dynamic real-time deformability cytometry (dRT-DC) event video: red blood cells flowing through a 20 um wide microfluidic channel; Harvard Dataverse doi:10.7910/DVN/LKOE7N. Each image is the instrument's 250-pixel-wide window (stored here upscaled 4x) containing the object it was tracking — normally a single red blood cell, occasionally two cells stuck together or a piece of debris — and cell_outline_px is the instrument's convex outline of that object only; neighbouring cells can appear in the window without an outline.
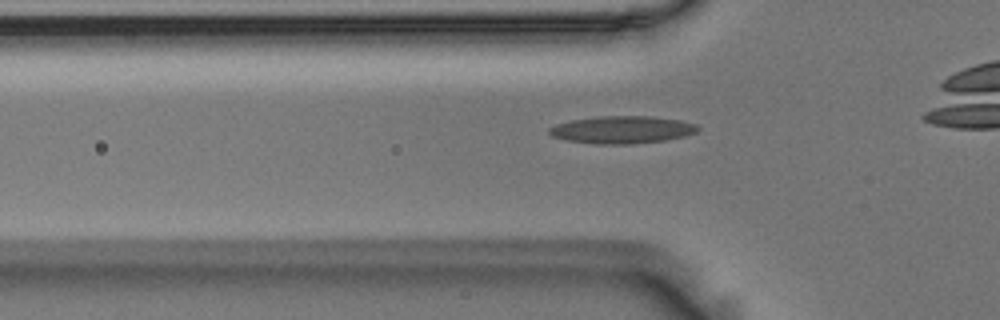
{"species": "Egyptian fruit bat (a non-hibernating species)", "species_latin": "Rousettus aegyptiacus", "temperature_condition": "room temperature", "stored_images_in_passage": 38, "camera_frame_rate_fps": 3000, "um_per_image_px": 0.085, "animal": {"sex": "male"}, "frame": {"image": 1, "passage_image": 11, "time_ms": 3.333, "image_size_px": [1000, 320], "cell_outline_px": [[700, 128], [696, 132], [684, 136], [664, 140], [632, 144], [596, 144], [568, 140], [552, 136], [548, 132], [548, 128], [556, 124], [572, 120], [600, 116], [652, 116], [680, 120], [696, 124]], "centroid_in_image_um": [52.88, 11.02], "position_along_channel_um": 72.9, "area_um2": 23.7}}
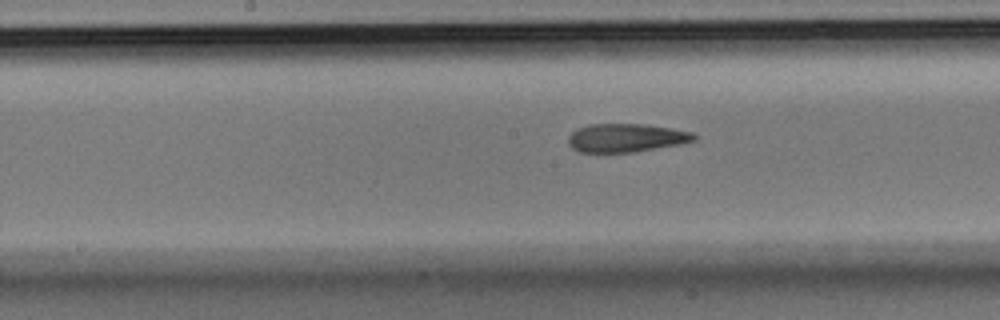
{"frame": {"image": 2, "passage_image": 21, "time_ms": 6.667, "image_size_px": [1000, 320], "cell_outline_px": [[696, 140], [680, 144], [636, 152], [580, 152], [572, 148], [568, 144], [568, 136], [572, 132], [580, 128], [592, 124], [644, 124], [672, 128], [692, 132], [696, 136]], "centroid_in_image_um": [53.23, 11.72], "position_along_channel_um": 195.0, "area_um2": 20.81}}
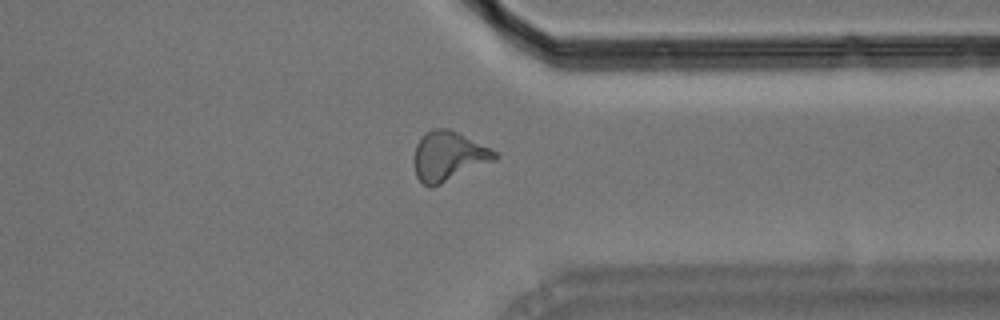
{"frame": {"image": 3, "passage_image": 36, "time_ms": 11.667, "image_size_px": [1000, 320], "cell_outline_px": [[500, 156], [496, 160], [432, 188], [424, 184], [416, 176], [416, 144], [420, 136], [424, 132], [432, 128], [452, 128], [496, 152]], "centroid_in_image_um": [38.14, 13.25], "position_along_channel_um": 373.3, "area_um2": 23.29}}